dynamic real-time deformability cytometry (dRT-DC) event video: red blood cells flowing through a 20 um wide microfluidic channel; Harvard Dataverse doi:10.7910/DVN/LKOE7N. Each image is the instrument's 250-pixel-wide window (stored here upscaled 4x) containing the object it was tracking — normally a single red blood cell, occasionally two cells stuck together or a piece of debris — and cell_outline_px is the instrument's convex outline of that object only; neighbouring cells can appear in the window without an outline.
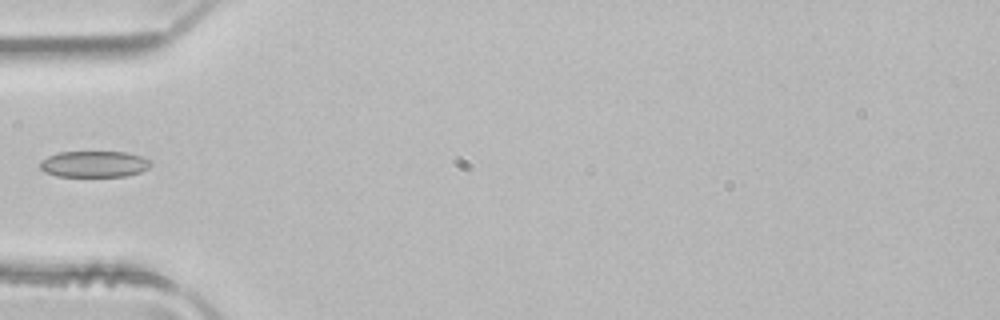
{"species": "common noctule bat (a hibernating species)", "species_latin": "Nyctalus noctula", "temperature_condition": "room temperature", "stored_images_in_passage": 4, "camera_frame_rate_fps": 3000, "um_per_image_px": 0.085, "animal": {"sex": "male", "body_mass_g": 21.5, "forearm_length_mm": 52.0}, "frame": {"image": 1, "passage_image": 4, "time_ms": 1.0, "image_size_px": [1000, 320], "cell_outline_px": [[152, 164], [148, 168], [140, 172], [128, 176], [56, 176], [44, 172], [40, 168], [40, 160], [48, 156], [60, 152], [128, 152], [140, 156], [148, 160]], "centroid_in_image_um": [7.98, 13.95], "position_along_channel_um": 77.0, "area_um2": 16.94}}